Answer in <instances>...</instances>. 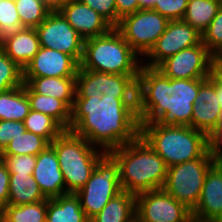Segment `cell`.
<instances>
[{"mask_svg": "<svg viewBox=\"0 0 222 222\" xmlns=\"http://www.w3.org/2000/svg\"><path fill=\"white\" fill-rule=\"evenodd\" d=\"M169 20L152 9H139L123 17L115 27L141 58L165 32Z\"/></svg>", "mask_w": 222, "mask_h": 222, "instance_id": "obj_9", "label": "cell"}, {"mask_svg": "<svg viewBox=\"0 0 222 222\" xmlns=\"http://www.w3.org/2000/svg\"><path fill=\"white\" fill-rule=\"evenodd\" d=\"M25 90L30 102L31 110L51 116L65 130H69L71 109L62 100L35 93L26 83Z\"/></svg>", "mask_w": 222, "mask_h": 222, "instance_id": "obj_24", "label": "cell"}, {"mask_svg": "<svg viewBox=\"0 0 222 222\" xmlns=\"http://www.w3.org/2000/svg\"><path fill=\"white\" fill-rule=\"evenodd\" d=\"M135 214L142 222L192 221L191 210L163 189L137 194Z\"/></svg>", "mask_w": 222, "mask_h": 222, "instance_id": "obj_11", "label": "cell"}, {"mask_svg": "<svg viewBox=\"0 0 222 222\" xmlns=\"http://www.w3.org/2000/svg\"><path fill=\"white\" fill-rule=\"evenodd\" d=\"M50 146L56 152L65 180L66 194H76L86 184L97 162L106 153L70 130H65Z\"/></svg>", "mask_w": 222, "mask_h": 222, "instance_id": "obj_6", "label": "cell"}, {"mask_svg": "<svg viewBox=\"0 0 222 222\" xmlns=\"http://www.w3.org/2000/svg\"><path fill=\"white\" fill-rule=\"evenodd\" d=\"M69 130L105 152L132 142L140 136L137 98H75Z\"/></svg>", "mask_w": 222, "mask_h": 222, "instance_id": "obj_1", "label": "cell"}, {"mask_svg": "<svg viewBox=\"0 0 222 222\" xmlns=\"http://www.w3.org/2000/svg\"><path fill=\"white\" fill-rule=\"evenodd\" d=\"M222 0H188L182 20L202 34L216 16Z\"/></svg>", "mask_w": 222, "mask_h": 222, "instance_id": "obj_27", "label": "cell"}, {"mask_svg": "<svg viewBox=\"0 0 222 222\" xmlns=\"http://www.w3.org/2000/svg\"><path fill=\"white\" fill-rule=\"evenodd\" d=\"M70 0H41L50 12H59Z\"/></svg>", "mask_w": 222, "mask_h": 222, "instance_id": "obj_43", "label": "cell"}, {"mask_svg": "<svg viewBox=\"0 0 222 222\" xmlns=\"http://www.w3.org/2000/svg\"><path fill=\"white\" fill-rule=\"evenodd\" d=\"M40 41L35 28H21L0 38V48L22 69L40 49Z\"/></svg>", "mask_w": 222, "mask_h": 222, "instance_id": "obj_20", "label": "cell"}, {"mask_svg": "<svg viewBox=\"0 0 222 222\" xmlns=\"http://www.w3.org/2000/svg\"><path fill=\"white\" fill-rule=\"evenodd\" d=\"M47 200L25 205H7L2 222H46Z\"/></svg>", "mask_w": 222, "mask_h": 222, "instance_id": "obj_28", "label": "cell"}, {"mask_svg": "<svg viewBox=\"0 0 222 222\" xmlns=\"http://www.w3.org/2000/svg\"><path fill=\"white\" fill-rule=\"evenodd\" d=\"M33 177L47 199L66 194L64 176L56 152L50 145L36 156Z\"/></svg>", "mask_w": 222, "mask_h": 222, "instance_id": "obj_18", "label": "cell"}, {"mask_svg": "<svg viewBox=\"0 0 222 222\" xmlns=\"http://www.w3.org/2000/svg\"><path fill=\"white\" fill-rule=\"evenodd\" d=\"M50 143L43 137L25 130L14 137L0 155H35L44 151Z\"/></svg>", "mask_w": 222, "mask_h": 222, "instance_id": "obj_30", "label": "cell"}, {"mask_svg": "<svg viewBox=\"0 0 222 222\" xmlns=\"http://www.w3.org/2000/svg\"><path fill=\"white\" fill-rule=\"evenodd\" d=\"M192 220L217 222L222 218V169L215 163L207 172L202 193L191 211Z\"/></svg>", "mask_w": 222, "mask_h": 222, "instance_id": "obj_16", "label": "cell"}, {"mask_svg": "<svg viewBox=\"0 0 222 222\" xmlns=\"http://www.w3.org/2000/svg\"><path fill=\"white\" fill-rule=\"evenodd\" d=\"M138 76L101 73L79 67L76 75L75 98H89L92 96L137 98Z\"/></svg>", "mask_w": 222, "mask_h": 222, "instance_id": "obj_10", "label": "cell"}, {"mask_svg": "<svg viewBox=\"0 0 222 222\" xmlns=\"http://www.w3.org/2000/svg\"><path fill=\"white\" fill-rule=\"evenodd\" d=\"M208 151L215 160L222 155V124L208 135Z\"/></svg>", "mask_w": 222, "mask_h": 222, "instance_id": "obj_40", "label": "cell"}, {"mask_svg": "<svg viewBox=\"0 0 222 222\" xmlns=\"http://www.w3.org/2000/svg\"><path fill=\"white\" fill-rule=\"evenodd\" d=\"M202 34L183 20H169L165 32L158 38L151 50L144 56L151 60L142 65L156 68L162 61L177 52L198 45Z\"/></svg>", "mask_w": 222, "mask_h": 222, "instance_id": "obj_13", "label": "cell"}, {"mask_svg": "<svg viewBox=\"0 0 222 222\" xmlns=\"http://www.w3.org/2000/svg\"><path fill=\"white\" fill-rule=\"evenodd\" d=\"M216 163L220 166L222 169V155L216 160Z\"/></svg>", "mask_w": 222, "mask_h": 222, "instance_id": "obj_47", "label": "cell"}, {"mask_svg": "<svg viewBox=\"0 0 222 222\" xmlns=\"http://www.w3.org/2000/svg\"><path fill=\"white\" fill-rule=\"evenodd\" d=\"M23 80L35 93L62 100L72 109L76 95V78L40 77Z\"/></svg>", "mask_w": 222, "mask_h": 222, "instance_id": "obj_21", "label": "cell"}, {"mask_svg": "<svg viewBox=\"0 0 222 222\" xmlns=\"http://www.w3.org/2000/svg\"><path fill=\"white\" fill-rule=\"evenodd\" d=\"M207 79H170L156 68L142 65L137 79L140 123L191 126L194 102Z\"/></svg>", "mask_w": 222, "mask_h": 222, "instance_id": "obj_2", "label": "cell"}, {"mask_svg": "<svg viewBox=\"0 0 222 222\" xmlns=\"http://www.w3.org/2000/svg\"><path fill=\"white\" fill-rule=\"evenodd\" d=\"M136 195L121 191L90 222H127L135 215Z\"/></svg>", "mask_w": 222, "mask_h": 222, "instance_id": "obj_25", "label": "cell"}, {"mask_svg": "<svg viewBox=\"0 0 222 222\" xmlns=\"http://www.w3.org/2000/svg\"><path fill=\"white\" fill-rule=\"evenodd\" d=\"M31 110L24 85L0 93V120L24 122Z\"/></svg>", "mask_w": 222, "mask_h": 222, "instance_id": "obj_26", "label": "cell"}, {"mask_svg": "<svg viewBox=\"0 0 222 222\" xmlns=\"http://www.w3.org/2000/svg\"><path fill=\"white\" fill-rule=\"evenodd\" d=\"M35 29L41 47L68 54L80 64L83 56L84 39L60 12H50Z\"/></svg>", "mask_w": 222, "mask_h": 222, "instance_id": "obj_12", "label": "cell"}, {"mask_svg": "<svg viewBox=\"0 0 222 222\" xmlns=\"http://www.w3.org/2000/svg\"><path fill=\"white\" fill-rule=\"evenodd\" d=\"M46 222H90L81 207L79 197L73 193L47 199Z\"/></svg>", "mask_w": 222, "mask_h": 222, "instance_id": "obj_22", "label": "cell"}, {"mask_svg": "<svg viewBox=\"0 0 222 222\" xmlns=\"http://www.w3.org/2000/svg\"><path fill=\"white\" fill-rule=\"evenodd\" d=\"M139 2L140 9H152L155 4V0H139Z\"/></svg>", "mask_w": 222, "mask_h": 222, "instance_id": "obj_45", "label": "cell"}, {"mask_svg": "<svg viewBox=\"0 0 222 222\" xmlns=\"http://www.w3.org/2000/svg\"><path fill=\"white\" fill-rule=\"evenodd\" d=\"M127 222H142L140 218L135 214L133 217H131Z\"/></svg>", "mask_w": 222, "mask_h": 222, "instance_id": "obj_46", "label": "cell"}, {"mask_svg": "<svg viewBox=\"0 0 222 222\" xmlns=\"http://www.w3.org/2000/svg\"><path fill=\"white\" fill-rule=\"evenodd\" d=\"M47 200L33 174H10L8 205H25Z\"/></svg>", "mask_w": 222, "mask_h": 222, "instance_id": "obj_23", "label": "cell"}, {"mask_svg": "<svg viewBox=\"0 0 222 222\" xmlns=\"http://www.w3.org/2000/svg\"><path fill=\"white\" fill-rule=\"evenodd\" d=\"M122 191L119 180V165L106 152L97 162L86 184L76 193L86 216L91 219L106 204Z\"/></svg>", "mask_w": 222, "mask_h": 222, "instance_id": "obj_8", "label": "cell"}, {"mask_svg": "<svg viewBox=\"0 0 222 222\" xmlns=\"http://www.w3.org/2000/svg\"><path fill=\"white\" fill-rule=\"evenodd\" d=\"M215 163L207 150L200 158L169 166L162 189L192 211L200 199L207 172Z\"/></svg>", "mask_w": 222, "mask_h": 222, "instance_id": "obj_7", "label": "cell"}, {"mask_svg": "<svg viewBox=\"0 0 222 222\" xmlns=\"http://www.w3.org/2000/svg\"><path fill=\"white\" fill-rule=\"evenodd\" d=\"M115 3L117 9V25L123 17L133 14L140 9L139 0H115Z\"/></svg>", "mask_w": 222, "mask_h": 222, "instance_id": "obj_41", "label": "cell"}, {"mask_svg": "<svg viewBox=\"0 0 222 222\" xmlns=\"http://www.w3.org/2000/svg\"><path fill=\"white\" fill-rule=\"evenodd\" d=\"M10 174H33L36 166L35 155H0Z\"/></svg>", "mask_w": 222, "mask_h": 222, "instance_id": "obj_35", "label": "cell"}, {"mask_svg": "<svg viewBox=\"0 0 222 222\" xmlns=\"http://www.w3.org/2000/svg\"><path fill=\"white\" fill-rule=\"evenodd\" d=\"M21 28L15 0H0V38Z\"/></svg>", "mask_w": 222, "mask_h": 222, "instance_id": "obj_33", "label": "cell"}, {"mask_svg": "<svg viewBox=\"0 0 222 222\" xmlns=\"http://www.w3.org/2000/svg\"><path fill=\"white\" fill-rule=\"evenodd\" d=\"M24 122L14 120H0V153L9 142L25 131Z\"/></svg>", "mask_w": 222, "mask_h": 222, "instance_id": "obj_38", "label": "cell"}, {"mask_svg": "<svg viewBox=\"0 0 222 222\" xmlns=\"http://www.w3.org/2000/svg\"><path fill=\"white\" fill-rule=\"evenodd\" d=\"M108 153L119 165L122 191L137 195L163 188L168 166L141 136Z\"/></svg>", "mask_w": 222, "mask_h": 222, "instance_id": "obj_3", "label": "cell"}, {"mask_svg": "<svg viewBox=\"0 0 222 222\" xmlns=\"http://www.w3.org/2000/svg\"><path fill=\"white\" fill-rule=\"evenodd\" d=\"M202 43L211 54L222 52V5L207 29L202 33Z\"/></svg>", "mask_w": 222, "mask_h": 222, "instance_id": "obj_34", "label": "cell"}, {"mask_svg": "<svg viewBox=\"0 0 222 222\" xmlns=\"http://www.w3.org/2000/svg\"><path fill=\"white\" fill-rule=\"evenodd\" d=\"M80 1L102 15L113 27L117 26V9L115 0Z\"/></svg>", "mask_w": 222, "mask_h": 222, "instance_id": "obj_37", "label": "cell"}, {"mask_svg": "<svg viewBox=\"0 0 222 222\" xmlns=\"http://www.w3.org/2000/svg\"><path fill=\"white\" fill-rule=\"evenodd\" d=\"M208 80L215 86L216 95L218 96L219 104L222 109V84L213 81L210 77H208Z\"/></svg>", "mask_w": 222, "mask_h": 222, "instance_id": "obj_44", "label": "cell"}, {"mask_svg": "<svg viewBox=\"0 0 222 222\" xmlns=\"http://www.w3.org/2000/svg\"><path fill=\"white\" fill-rule=\"evenodd\" d=\"M24 126L27 131L45 138L49 143L65 131L54 118L34 110L26 116Z\"/></svg>", "mask_w": 222, "mask_h": 222, "instance_id": "obj_29", "label": "cell"}, {"mask_svg": "<svg viewBox=\"0 0 222 222\" xmlns=\"http://www.w3.org/2000/svg\"><path fill=\"white\" fill-rule=\"evenodd\" d=\"M21 25L26 28H36L50 13L41 0H15Z\"/></svg>", "mask_w": 222, "mask_h": 222, "instance_id": "obj_31", "label": "cell"}, {"mask_svg": "<svg viewBox=\"0 0 222 222\" xmlns=\"http://www.w3.org/2000/svg\"><path fill=\"white\" fill-rule=\"evenodd\" d=\"M139 60V55L113 27L104 35L84 40L80 68L101 73L139 75L142 67Z\"/></svg>", "mask_w": 222, "mask_h": 222, "instance_id": "obj_5", "label": "cell"}, {"mask_svg": "<svg viewBox=\"0 0 222 222\" xmlns=\"http://www.w3.org/2000/svg\"><path fill=\"white\" fill-rule=\"evenodd\" d=\"M22 85L23 69L0 48V93Z\"/></svg>", "mask_w": 222, "mask_h": 222, "instance_id": "obj_32", "label": "cell"}, {"mask_svg": "<svg viewBox=\"0 0 222 222\" xmlns=\"http://www.w3.org/2000/svg\"><path fill=\"white\" fill-rule=\"evenodd\" d=\"M10 173L6 165L0 159V208L4 209L8 205L9 199Z\"/></svg>", "mask_w": 222, "mask_h": 222, "instance_id": "obj_39", "label": "cell"}, {"mask_svg": "<svg viewBox=\"0 0 222 222\" xmlns=\"http://www.w3.org/2000/svg\"><path fill=\"white\" fill-rule=\"evenodd\" d=\"M222 124V109L215 86L207 79L199 88L194 102L191 127L207 136Z\"/></svg>", "mask_w": 222, "mask_h": 222, "instance_id": "obj_19", "label": "cell"}, {"mask_svg": "<svg viewBox=\"0 0 222 222\" xmlns=\"http://www.w3.org/2000/svg\"><path fill=\"white\" fill-rule=\"evenodd\" d=\"M59 12L84 40L104 35L113 28L102 15L80 0H70Z\"/></svg>", "mask_w": 222, "mask_h": 222, "instance_id": "obj_17", "label": "cell"}, {"mask_svg": "<svg viewBox=\"0 0 222 222\" xmlns=\"http://www.w3.org/2000/svg\"><path fill=\"white\" fill-rule=\"evenodd\" d=\"M209 77L222 84V52H214L210 56Z\"/></svg>", "mask_w": 222, "mask_h": 222, "instance_id": "obj_42", "label": "cell"}, {"mask_svg": "<svg viewBox=\"0 0 222 222\" xmlns=\"http://www.w3.org/2000/svg\"><path fill=\"white\" fill-rule=\"evenodd\" d=\"M210 56L201 42L168 57L156 69L170 79H208Z\"/></svg>", "mask_w": 222, "mask_h": 222, "instance_id": "obj_14", "label": "cell"}, {"mask_svg": "<svg viewBox=\"0 0 222 222\" xmlns=\"http://www.w3.org/2000/svg\"><path fill=\"white\" fill-rule=\"evenodd\" d=\"M188 0H155L152 10L168 20H182L187 9Z\"/></svg>", "mask_w": 222, "mask_h": 222, "instance_id": "obj_36", "label": "cell"}, {"mask_svg": "<svg viewBox=\"0 0 222 222\" xmlns=\"http://www.w3.org/2000/svg\"><path fill=\"white\" fill-rule=\"evenodd\" d=\"M140 136L168 167L200 158L208 150V136L191 126L140 123Z\"/></svg>", "mask_w": 222, "mask_h": 222, "instance_id": "obj_4", "label": "cell"}, {"mask_svg": "<svg viewBox=\"0 0 222 222\" xmlns=\"http://www.w3.org/2000/svg\"><path fill=\"white\" fill-rule=\"evenodd\" d=\"M80 64L70 55L40 47L23 69V78H76Z\"/></svg>", "mask_w": 222, "mask_h": 222, "instance_id": "obj_15", "label": "cell"}, {"mask_svg": "<svg viewBox=\"0 0 222 222\" xmlns=\"http://www.w3.org/2000/svg\"><path fill=\"white\" fill-rule=\"evenodd\" d=\"M3 219V209L0 208V222H2Z\"/></svg>", "mask_w": 222, "mask_h": 222, "instance_id": "obj_48", "label": "cell"}]
</instances>
